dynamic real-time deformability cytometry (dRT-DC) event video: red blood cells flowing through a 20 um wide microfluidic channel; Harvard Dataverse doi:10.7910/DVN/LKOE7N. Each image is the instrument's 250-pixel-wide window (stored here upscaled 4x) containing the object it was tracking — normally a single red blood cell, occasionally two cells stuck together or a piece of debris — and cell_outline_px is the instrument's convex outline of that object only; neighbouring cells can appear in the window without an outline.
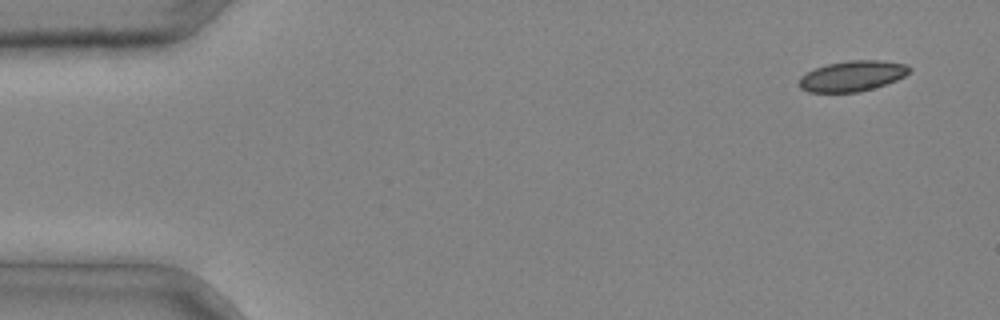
{"species": "common noctule bat (a hibernating species)", "species_latin": "Nyctalus noctula", "temperature_condition": "cold", "stored_images_in_passage": 4, "camera_frame_rate_fps": 3000, "um_per_image_px": 0.085, "animal": {"sex": "male", "body_mass_g": 20.4}, "frame": {"image": 1, "passage_image": 1, "time_ms": 0.0, "image_size_px": [1000, 320], "cell_outline_px": [[912, 68], [904, 76], [896, 80], [860, 92], [808, 92], [800, 88], [800, 76], [816, 68], [828, 64], [848, 60], [880, 60], [908, 64]], "centroid_in_image_um": [72.46, 6.45], "position_along_channel_um": 12.5, "area_um2": 19.48}}
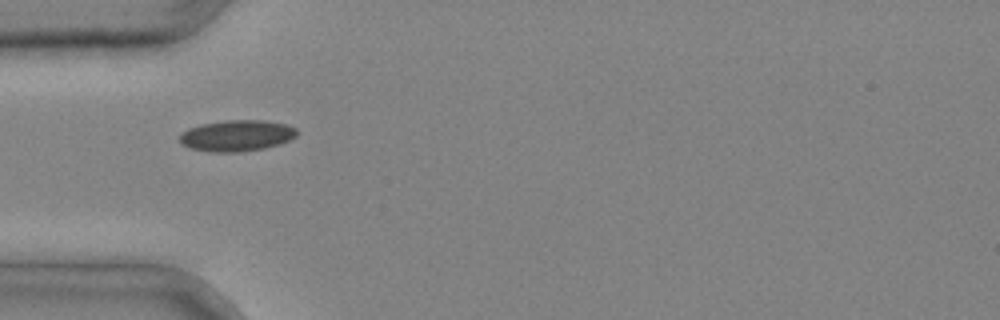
{"frame": {"image": 2, "passage_image": 4, "time_ms": 1.0, "image_size_px": [1000, 320], "cell_outline_px": [[300, 132], [296, 136], [280, 144], [264, 148], [240, 152], [208, 152], [192, 148], [180, 144], [180, 136], [188, 128], [200, 124], [228, 120], [264, 120], [288, 124], [296, 128]], "centroid_in_image_um": [20.16, 11.52], "position_along_channel_um": 64.8, "area_um2": 21.44}}